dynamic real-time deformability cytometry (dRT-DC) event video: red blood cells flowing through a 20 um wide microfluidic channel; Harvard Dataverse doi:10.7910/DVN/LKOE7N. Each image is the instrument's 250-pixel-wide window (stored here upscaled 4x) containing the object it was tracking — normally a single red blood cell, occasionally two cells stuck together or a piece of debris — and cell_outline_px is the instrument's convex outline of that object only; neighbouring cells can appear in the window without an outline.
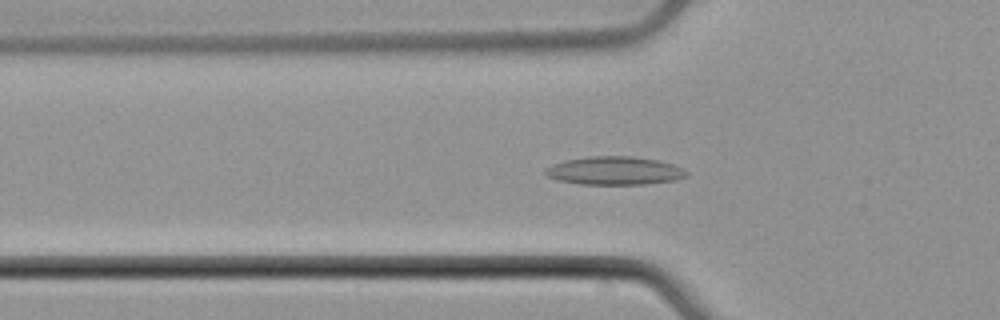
{"species": "common noctule bat (a hibernating species)", "species_latin": "Nyctalus noctula", "temperature_condition": "cold", "stored_images_in_passage": 38, "camera_frame_rate_fps": 3000, "um_per_image_px": 0.085, "animal": {"sex": "male", "body_mass_g": 21.5, "forearm_length_mm": 52.0}, "frame": {"image": 1, "passage_image": 9, "time_ms": 2.667, "image_size_px": [1000, 320], "cell_outline_px": [[688, 176], [676, 180], [644, 184], [580, 184], [556, 180], [548, 176], [544, 172], [544, 168], [552, 164], [564, 160], [588, 156], [632, 156], [656, 160], [672, 164], [684, 168], [688, 172]], "centroid_in_image_um": [52.22, 14.51], "position_along_channel_um": 73.6, "area_um2": 23.41}}
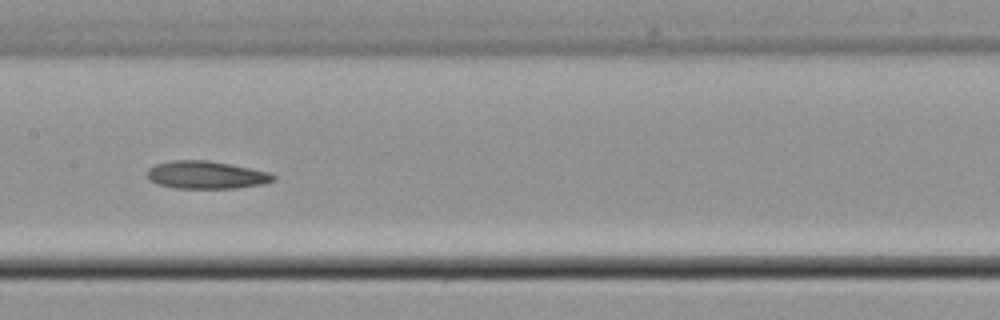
{"frame": {"image": 2, "passage_image": 18, "time_ms": 5.667, "image_size_px": [1000, 320], "cell_outline_px": [[276, 180], [260, 184], [236, 188], [176, 188], [160, 184], [148, 180], [148, 168], [156, 164], [172, 160], [208, 160], [268, 172], [276, 176]], "centroid_in_image_um": [17.51, 14.87], "position_along_channel_um": 189.9, "area_um2": 20.11}}
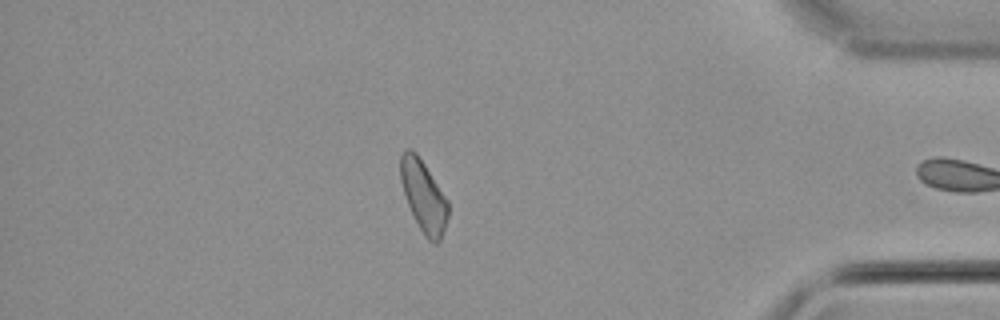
{"frame": {"image": 3, "passage_image": 37, "time_ms": 12.0, "image_size_px": [1000, 320], "cell_outline_px": [[448, 216], [440, 240], [436, 244], [432, 244], [424, 236], [408, 204], [400, 180], [400, 156], [404, 148], [408, 148], [416, 152], [448, 200]], "centroid_in_image_um": [36.0, 16.66], "position_along_channel_um": 399.2, "area_um2": 19.59}, "authors_computed_cell_mechanics": {"area_um2": 20.4901, "velocity_mm_per_s": 3.8933, "shape_relaxation_time_tau1_ms": null, "shape_relaxation_time_tau2_ms": 2.7975, "deformation_change_tau1": null, "deformation_change_tau2": 0.0916}}